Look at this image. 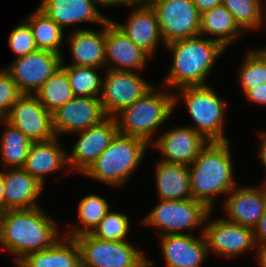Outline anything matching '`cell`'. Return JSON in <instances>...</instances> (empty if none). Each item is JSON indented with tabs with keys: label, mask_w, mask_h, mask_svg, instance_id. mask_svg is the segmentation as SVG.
<instances>
[{
	"label": "cell",
	"mask_w": 266,
	"mask_h": 267,
	"mask_svg": "<svg viewBox=\"0 0 266 267\" xmlns=\"http://www.w3.org/2000/svg\"><path fill=\"white\" fill-rule=\"evenodd\" d=\"M48 215L40 206L0 214V244L15 255V264L29 253L51 247L61 237L58 222Z\"/></svg>",
	"instance_id": "obj_1"
},
{
	"label": "cell",
	"mask_w": 266,
	"mask_h": 267,
	"mask_svg": "<svg viewBox=\"0 0 266 267\" xmlns=\"http://www.w3.org/2000/svg\"><path fill=\"white\" fill-rule=\"evenodd\" d=\"M213 38L199 35L165 45L172 52L173 60L160 88L173 92L182 87L207 85V76L216 59L227 50Z\"/></svg>",
	"instance_id": "obj_2"
},
{
	"label": "cell",
	"mask_w": 266,
	"mask_h": 267,
	"mask_svg": "<svg viewBox=\"0 0 266 267\" xmlns=\"http://www.w3.org/2000/svg\"><path fill=\"white\" fill-rule=\"evenodd\" d=\"M229 141H210L188 166L192 198L213 210L216 197L237 185Z\"/></svg>",
	"instance_id": "obj_3"
},
{
	"label": "cell",
	"mask_w": 266,
	"mask_h": 267,
	"mask_svg": "<svg viewBox=\"0 0 266 267\" xmlns=\"http://www.w3.org/2000/svg\"><path fill=\"white\" fill-rule=\"evenodd\" d=\"M175 109L174 93L162 92L154 86L115 116L118 133L141 138L151 146L155 132L166 123Z\"/></svg>",
	"instance_id": "obj_4"
},
{
	"label": "cell",
	"mask_w": 266,
	"mask_h": 267,
	"mask_svg": "<svg viewBox=\"0 0 266 267\" xmlns=\"http://www.w3.org/2000/svg\"><path fill=\"white\" fill-rule=\"evenodd\" d=\"M149 144L137 137L117 133L107 149L82 174L109 186H121L131 178Z\"/></svg>",
	"instance_id": "obj_5"
},
{
	"label": "cell",
	"mask_w": 266,
	"mask_h": 267,
	"mask_svg": "<svg viewBox=\"0 0 266 267\" xmlns=\"http://www.w3.org/2000/svg\"><path fill=\"white\" fill-rule=\"evenodd\" d=\"M174 107L184 101L195 131L210 141H230L225 137V114L227 103L220 98L214 88L205 86H187L174 92ZM180 99V100H179ZM195 124V125H194Z\"/></svg>",
	"instance_id": "obj_6"
},
{
	"label": "cell",
	"mask_w": 266,
	"mask_h": 267,
	"mask_svg": "<svg viewBox=\"0 0 266 267\" xmlns=\"http://www.w3.org/2000/svg\"><path fill=\"white\" fill-rule=\"evenodd\" d=\"M74 239L79 246L81 267H152L154 264L144 251L127 240H101L90 233Z\"/></svg>",
	"instance_id": "obj_7"
},
{
	"label": "cell",
	"mask_w": 266,
	"mask_h": 267,
	"mask_svg": "<svg viewBox=\"0 0 266 267\" xmlns=\"http://www.w3.org/2000/svg\"><path fill=\"white\" fill-rule=\"evenodd\" d=\"M210 209L193 198L184 200H159L143 217L142 224L161 230L159 236L168 234H193L195 228L204 226ZM185 230H188L187 233ZM190 231V232H189ZM185 232V233H184Z\"/></svg>",
	"instance_id": "obj_8"
},
{
	"label": "cell",
	"mask_w": 266,
	"mask_h": 267,
	"mask_svg": "<svg viewBox=\"0 0 266 267\" xmlns=\"http://www.w3.org/2000/svg\"><path fill=\"white\" fill-rule=\"evenodd\" d=\"M150 5L157 15L164 46L200 35L201 14L193 0H156Z\"/></svg>",
	"instance_id": "obj_9"
},
{
	"label": "cell",
	"mask_w": 266,
	"mask_h": 267,
	"mask_svg": "<svg viewBox=\"0 0 266 267\" xmlns=\"http://www.w3.org/2000/svg\"><path fill=\"white\" fill-rule=\"evenodd\" d=\"M104 72L99 99L108 117H115L154 87L138 72L113 69Z\"/></svg>",
	"instance_id": "obj_10"
},
{
	"label": "cell",
	"mask_w": 266,
	"mask_h": 267,
	"mask_svg": "<svg viewBox=\"0 0 266 267\" xmlns=\"http://www.w3.org/2000/svg\"><path fill=\"white\" fill-rule=\"evenodd\" d=\"M62 55L37 49L16 57L4 69L22 94H35L45 81L61 66Z\"/></svg>",
	"instance_id": "obj_11"
},
{
	"label": "cell",
	"mask_w": 266,
	"mask_h": 267,
	"mask_svg": "<svg viewBox=\"0 0 266 267\" xmlns=\"http://www.w3.org/2000/svg\"><path fill=\"white\" fill-rule=\"evenodd\" d=\"M212 213L211 210L203 227L209 254L232 258L248 250L258 249L253 229L227 221L225 218H214L212 221Z\"/></svg>",
	"instance_id": "obj_12"
},
{
	"label": "cell",
	"mask_w": 266,
	"mask_h": 267,
	"mask_svg": "<svg viewBox=\"0 0 266 267\" xmlns=\"http://www.w3.org/2000/svg\"><path fill=\"white\" fill-rule=\"evenodd\" d=\"M117 133L115 117H107L98 125L75 133L79 135L67 155L68 173L76 171L83 174L107 149Z\"/></svg>",
	"instance_id": "obj_13"
},
{
	"label": "cell",
	"mask_w": 266,
	"mask_h": 267,
	"mask_svg": "<svg viewBox=\"0 0 266 267\" xmlns=\"http://www.w3.org/2000/svg\"><path fill=\"white\" fill-rule=\"evenodd\" d=\"M4 119L21 130L32 142H45L56 137L52 114L34 94H22Z\"/></svg>",
	"instance_id": "obj_14"
},
{
	"label": "cell",
	"mask_w": 266,
	"mask_h": 267,
	"mask_svg": "<svg viewBox=\"0 0 266 267\" xmlns=\"http://www.w3.org/2000/svg\"><path fill=\"white\" fill-rule=\"evenodd\" d=\"M107 117L99 98L74 97L52 113V124L58 137L60 134L84 131Z\"/></svg>",
	"instance_id": "obj_15"
},
{
	"label": "cell",
	"mask_w": 266,
	"mask_h": 267,
	"mask_svg": "<svg viewBox=\"0 0 266 267\" xmlns=\"http://www.w3.org/2000/svg\"><path fill=\"white\" fill-rule=\"evenodd\" d=\"M151 144L160 151V160L189 166L209 141L191 126L166 130Z\"/></svg>",
	"instance_id": "obj_16"
},
{
	"label": "cell",
	"mask_w": 266,
	"mask_h": 267,
	"mask_svg": "<svg viewBox=\"0 0 266 267\" xmlns=\"http://www.w3.org/2000/svg\"><path fill=\"white\" fill-rule=\"evenodd\" d=\"M130 6L135 8H132L125 23L112 21L136 46L152 58L156 53L158 44H160L159 42H163L155 10L151 5L138 0H134Z\"/></svg>",
	"instance_id": "obj_17"
},
{
	"label": "cell",
	"mask_w": 266,
	"mask_h": 267,
	"mask_svg": "<svg viewBox=\"0 0 266 267\" xmlns=\"http://www.w3.org/2000/svg\"><path fill=\"white\" fill-rule=\"evenodd\" d=\"M149 56L112 21L105 23L106 69L138 72L146 67Z\"/></svg>",
	"instance_id": "obj_18"
},
{
	"label": "cell",
	"mask_w": 266,
	"mask_h": 267,
	"mask_svg": "<svg viewBox=\"0 0 266 267\" xmlns=\"http://www.w3.org/2000/svg\"><path fill=\"white\" fill-rule=\"evenodd\" d=\"M258 187H235L224 201L227 221L254 229L266 209V182Z\"/></svg>",
	"instance_id": "obj_19"
},
{
	"label": "cell",
	"mask_w": 266,
	"mask_h": 267,
	"mask_svg": "<svg viewBox=\"0 0 266 267\" xmlns=\"http://www.w3.org/2000/svg\"><path fill=\"white\" fill-rule=\"evenodd\" d=\"M200 232V237L193 234L158 236L167 267H202L209 251L204 228Z\"/></svg>",
	"instance_id": "obj_20"
},
{
	"label": "cell",
	"mask_w": 266,
	"mask_h": 267,
	"mask_svg": "<svg viewBox=\"0 0 266 267\" xmlns=\"http://www.w3.org/2000/svg\"><path fill=\"white\" fill-rule=\"evenodd\" d=\"M37 8L63 30L66 26L82 22L103 25L110 19L101 14L93 0H42Z\"/></svg>",
	"instance_id": "obj_21"
},
{
	"label": "cell",
	"mask_w": 266,
	"mask_h": 267,
	"mask_svg": "<svg viewBox=\"0 0 266 267\" xmlns=\"http://www.w3.org/2000/svg\"><path fill=\"white\" fill-rule=\"evenodd\" d=\"M5 171L1 172L4 180V212L38 207L37 198L43 193L44 185L23 168H6Z\"/></svg>",
	"instance_id": "obj_22"
},
{
	"label": "cell",
	"mask_w": 266,
	"mask_h": 267,
	"mask_svg": "<svg viewBox=\"0 0 266 267\" xmlns=\"http://www.w3.org/2000/svg\"><path fill=\"white\" fill-rule=\"evenodd\" d=\"M102 26L100 31L76 27L70 32L66 41L73 63L68 65L105 68V24Z\"/></svg>",
	"instance_id": "obj_23"
},
{
	"label": "cell",
	"mask_w": 266,
	"mask_h": 267,
	"mask_svg": "<svg viewBox=\"0 0 266 267\" xmlns=\"http://www.w3.org/2000/svg\"><path fill=\"white\" fill-rule=\"evenodd\" d=\"M58 141L59 137L45 142H32L28 150L23 169L35 177L42 185L45 184V178L49 174L65 168L67 171V168H69L67 152L64 151Z\"/></svg>",
	"instance_id": "obj_24"
},
{
	"label": "cell",
	"mask_w": 266,
	"mask_h": 267,
	"mask_svg": "<svg viewBox=\"0 0 266 267\" xmlns=\"http://www.w3.org/2000/svg\"><path fill=\"white\" fill-rule=\"evenodd\" d=\"M17 267H81L80 250L74 238L63 235L49 248L32 252Z\"/></svg>",
	"instance_id": "obj_25"
},
{
	"label": "cell",
	"mask_w": 266,
	"mask_h": 267,
	"mask_svg": "<svg viewBox=\"0 0 266 267\" xmlns=\"http://www.w3.org/2000/svg\"><path fill=\"white\" fill-rule=\"evenodd\" d=\"M155 166L158 200L192 198L190 172L187 165L159 160Z\"/></svg>",
	"instance_id": "obj_26"
},
{
	"label": "cell",
	"mask_w": 266,
	"mask_h": 267,
	"mask_svg": "<svg viewBox=\"0 0 266 267\" xmlns=\"http://www.w3.org/2000/svg\"><path fill=\"white\" fill-rule=\"evenodd\" d=\"M244 33L222 4L201 14L200 36L206 37L205 35L211 34L225 49L233 45V42Z\"/></svg>",
	"instance_id": "obj_27"
},
{
	"label": "cell",
	"mask_w": 266,
	"mask_h": 267,
	"mask_svg": "<svg viewBox=\"0 0 266 267\" xmlns=\"http://www.w3.org/2000/svg\"><path fill=\"white\" fill-rule=\"evenodd\" d=\"M2 121L5 130L0 137L1 168H23L32 141L5 119Z\"/></svg>",
	"instance_id": "obj_28"
},
{
	"label": "cell",
	"mask_w": 266,
	"mask_h": 267,
	"mask_svg": "<svg viewBox=\"0 0 266 267\" xmlns=\"http://www.w3.org/2000/svg\"><path fill=\"white\" fill-rule=\"evenodd\" d=\"M24 20L29 24L38 49L51 51L62 55L61 44L63 43L64 30L53 20L48 18L38 8L30 13Z\"/></svg>",
	"instance_id": "obj_29"
},
{
	"label": "cell",
	"mask_w": 266,
	"mask_h": 267,
	"mask_svg": "<svg viewBox=\"0 0 266 267\" xmlns=\"http://www.w3.org/2000/svg\"><path fill=\"white\" fill-rule=\"evenodd\" d=\"M77 208V216L79 218L77 224H79L78 226L77 224L73 226L68 225L69 232L68 234L66 232L64 236L69 238L91 233L110 210V205L104 197L97 194H90L79 200Z\"/></svg>",
	"instance_id": "obj_30"
},
{
	"label": "cell",
	"mask_w": 266,
	"mask_h": 267,
	"mask_svg": "<svg viewBox=\"0 0 266 267\" xmlns=\"http://www.w3.org/2000/svg\"><path fill=\"white\" fill-rule=\"evenodd\" d=\"M34 95L50 114L75 97L70 87L67 72L61 66Z\"/></svg>",
	"instance_id": "obj_31"
},
{
	"label": "cell",
	"mask_w": 266,
	"mask_h": 267,
	"mask_svg": "<svg viewBox=\"0 0 266 267\" xmlns=\"http://www.w3.org/2000/svg\"><path fill=\"white\" fill-rule=\"evenodd\" d=\"M61 67L67 72L75 97H100L103 77H100L98 71H103V68L65 65L63 60Z\"/></svg>",
	"instance_id": "obj_32"
},
{
	"label": "cell",
	"mask_w": 266,
	"mask_h": 267,
	"mask_svg": "<svg viewBox=\"0 0 266 267\" xmlns=\"http://www.w3.org/2000/svg\"><path fill=\"white\" fill-rule=\"evenodd\" d=\"M262 4V0H222V5L244 32L256 30L266 24V7Z\"/></svg>",
	"instance_id": "obj_33"
},
{
	"label": "cell",
	"mask_w": 266,
	"mask_h": 267,
	"mask_svg": "<svg viewBox=\"0 0 266 267\" xmlns=\"http://www.w3.org/2000/svg\"><path fill=\"white\" fill-rule=\"evenodd\" d=\"M242 61L238 78L243 94L258 85L266 83V48L252 49Z\"/></svg>",
	"instance_id": "obj_34"
},
{
	"label": "cell",
	"mask_w": 266,
	"mask_h": 267,
	"mask_svg": "<svg viewBox=\"0 0 266 267\" xmlns=\"http://www.w3.org/2000/svg\"><path fill=\"white\" fill-rule=\"evenodd\" d=\"M129 230L128 215L110 209L90 234L101 240L123 241L127 240Z\"/></svg>",
	"instance_id": "obj_35"
},
{
	"label": "cell",
	"mask_w": 266,
	"mask_h": 267,
	"mask_svg": "<svg viewBox=\"0 0 266 267\" xmlns=\"http://www.w3.org/2000/svg\"><path fill=\"white\" fill-rule=\"evenodd\" d=\"M8 44L17 57L24 56L38 49L32 30L25 20H22L11 32L8 37Z\"/></svg>",
	"instance_id": "obj_36"
},
{
	"label": "cell",
	"mask_w": 266,
	"mask_h": 267,
	"mask_svg": "<svg viewBox=\"0 0 266 267\" xmlns=\"http://www.w3.org/2000/svg\"><path fill=\"white\" fill-rule=\"evenodd\" d=\"M22 95L9 73L0 70V119H4L13 104Z\"/></svg>",
	"instance_id": "obj_37"
},
{
	"label": "cell",
	"mask_w": 266,
	"mask_h": 267,
	"mask_svg": "<svg viewBox=\"0 0 266 267\" xmlns=\"http://www.w3.org/2000/svg\"><path fill=\"white\" fill-rule=\"evenodd\" d=\"M243 95L251 103L266 106V83L247 90Z\"/></svg>",
	"instance_id": "obj_38"
},
{
	"label": "cell",
	"mask_w": 266,
	"mask_h": 267,
	"mask_svg": "<svg viewBox=\"0 0 266 267\" xmlns=\"http://www.w3.org/2000/svg\"><path fill=\"white\" fill-rule=\"evenodd\" d=\"M254 240L257 247L266 246V219H260L258 224L253 229Z\"/></svg>",
	"instance_id": "obj_39"
},
{
	"label": "cell",
	"mask_w": 266,
	"mask_h": 267,
	"mask_svg": "<svg viewBox=\"0 0 266 267\" xmlns=\"http://www.w3.org/2000/svg\"><path fill=\"white\" fill-rule=\"evenodd\" d=\"M193 2L200 14L222 4V0H193Z\"/></svg>",
	"instance_id": "obj_40"
},
{
	"label": "cell",
	"mask_w": 266,
	"mask_h": 267,
	"mask_svg": "<svg viewBox=\"0 0 266 267\" xmlns=\"http://www.w3.org/2000/svg\"><path fill=\"white\" fill-rule=\"evenodd\" d=\"M99 7H112L114 8V6L117 5H127L130 6V4L134 1V0H93Z\"/></svg>",
	"instance_id": "obj_41"
},
{
	"label": "cell",
	"mask_w": 266,
	"mask_h": 267,
	"mask_svg": "<svg viewBox=\"0 0 266 267\" xmlns=\"http://www.w3.org/2000/svg\"><path fill=\"white\" fill-rule=\"evenodd\" d=\"M260 145H259V158L261 159V164L266 169V131H260ZM266 171V170H265ZM266 182V179H264Z\"/></svg>",
	"instance_id": "obj_42"
},
{
	"label": "cell",
	"mask_w": 266,
	"mask_h": 267,
	"mask_svg": "<svg viewBox=\"0 0 266 267\" xmlns=\"http://www.w3.org/2000/svg\"><path fill=\"white\" fill-rule=\"evenodd\" d=\"M256 255H257V259H258V265H260L259 267H266V246L265 247H259L257 249Z\"/></svg>",
	"instance_id": "obj_43"
},
{
	"label": "cell",
	"mask_w": 266,
	"mask_h": 267,
	"mask_svg": "<svg viewBox=\"0 0 266 267\" xmlns=\"http://www.w3.org/2000/svg\"><path fill=\"white\" fill-rule=\"evenodd\" d=\"M4 212V180L0 171V214Z\"/></svg>",
	"instance_id": "obj_44"
},
{
	"label": "cell",
	"mask_w": 266,
	"mask_h": 267,
	"mask_svg": "<svg viewBox=\"0 0 266 267\" xmlns=\"http://www.w3.org/2000/svg\"><path fill=\"white\" fill-rule=\"evenodd\" d=\"M138 1H140V2H142V3H144V4H148V5H150L151 3H153V2L156 1V0H138Z\"/></svg>",
	"instance_id": "obj_45"
},
{
	"label": "cell",
	"mask_w": 266,
	"mask_h": 267,
	"mask_svg": "<svg viewBox=\"0 0 266 267\" xmlns=\"http://www.w3.org/2000/svg\"><path fill=\"white\" fill-rule=\"evenodd\" d=\"M261 219H266V209H265L264 214H263V216L261 217Z\"/></svg>",
	"instance_id": "obj_46"
}]
</instances>
